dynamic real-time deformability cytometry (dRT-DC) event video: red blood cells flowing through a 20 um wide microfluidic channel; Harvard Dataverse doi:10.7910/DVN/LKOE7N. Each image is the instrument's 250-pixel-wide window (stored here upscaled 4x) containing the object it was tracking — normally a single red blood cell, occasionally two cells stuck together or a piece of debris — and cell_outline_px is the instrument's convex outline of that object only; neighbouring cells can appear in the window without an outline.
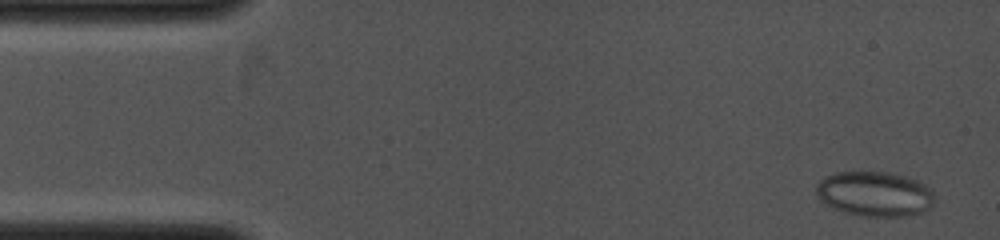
{"species": "common noctule bat (a hibernating species)", "species_latin": "Nyctalus noctula", "temperature_condition": "cold", "stored_images_in_passage": 19, "camera_frame_rate_fps": 4000, "um_per_image_px": 0.085, "animal": {"sex": "female", "body_mass_g": 19.0, "forearm_length_mm": 53.3}, "frame": {"image": 1, "passage_image": 1, "time_ms": 0.0, "image_size_px": [1000, 240], "cell_outline_px": [[936, 196], [932, 204], [924, 212], [908, 216], [860, 216], [844, 212], [824, 204], [820, 200], [816, 192], [816, 184], [824, 176], [836, 172], [888, 172], [904, 176], [916, 180], [932, 188]], "centroid_in_image_um": [74.35, 16.48], "position_along_channel_um": 10.6, "area_um2": 31.27}}
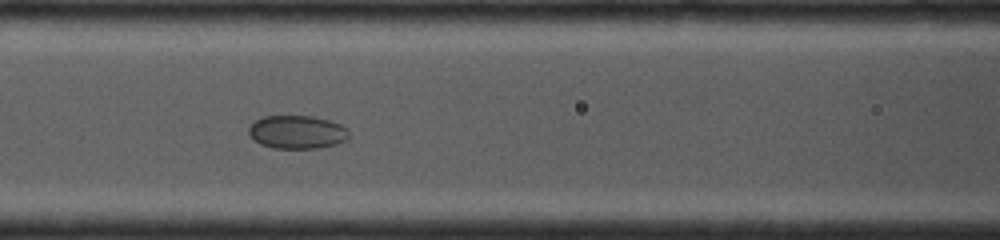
{"frame": {"image": 2, "passage_image": 12, "time_ms": 4.75, "image_size_px": [1000, 240], "cell_outline_px": [[348, 140], [336, 144], [320, 148], [272, 148], [260, 144], [248, 132], [248, 128], [256, 120], [264, 116], [312, 116], [328, 120], [340, 124], [348, 128]], "centroid_in_image_um": [25.28, 11.23], "position_along_channel_um": 141.3, "area_um2": 19.42}}
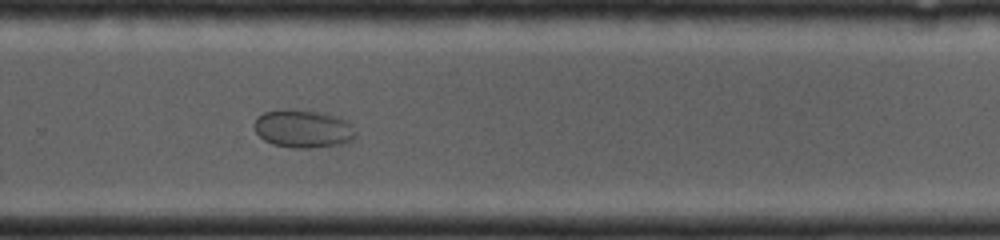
{"frame": {"image": 3, "passage_image": 19, "time_ms": 8.0, "image_size_px": [1000, 240], "cell_outline_px": [[356, 136], [352, 140], [344, 144], [308, 148], [292, 148], [272, 144], [264, 140], [256, 132], [252, 124], [256, 116], [264, 112], [316, 112], [332, 116], [344, 120], [352, 124], [356, 132]], "centroid_in_image_um": [25.76, 11.01], "position_along_channel_um": 304.0, "area_um2": 21.85}}